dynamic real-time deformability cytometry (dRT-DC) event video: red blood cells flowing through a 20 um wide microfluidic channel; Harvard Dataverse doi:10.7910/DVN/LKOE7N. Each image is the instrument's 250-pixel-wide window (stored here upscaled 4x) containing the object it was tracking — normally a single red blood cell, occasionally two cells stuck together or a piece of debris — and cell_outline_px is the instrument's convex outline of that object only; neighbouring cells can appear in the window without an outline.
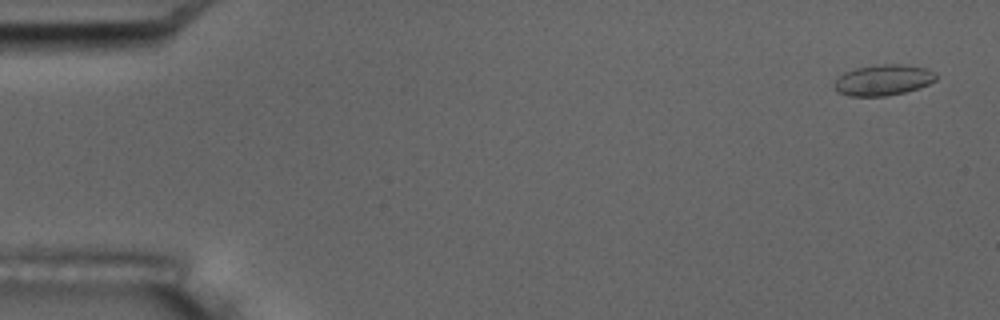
{"species": "common noctule bat (a hibernating species)", "species_latin": "Nyctalus noctula", "temperature_condition": "room temperature", "stored_images_in_passage": 5, "camera_frame_rate_fps": 3000, "um_per_image_px": 0.085, "animal": {"sex": "male", "body_mass_g": 17.5, "forearm_length_mm": 52.3}, "frame": {"image": 1, "passage_image": 1, "time_ms": 0.0, "image_size_px": [1000, 320], "cell_outline_px": [[936, 80], [920, 88], [904, 92], [884, 96], [848, 96], [836, 92], [832, 84], [844, 72], [856, 68], [880, 64], [904, 64], [924, 68], [936, 72]], "centroid_in_image_um": [75.05, 6.81], "position_along_channel_um": 9.9, "area_um2": 18.38}}
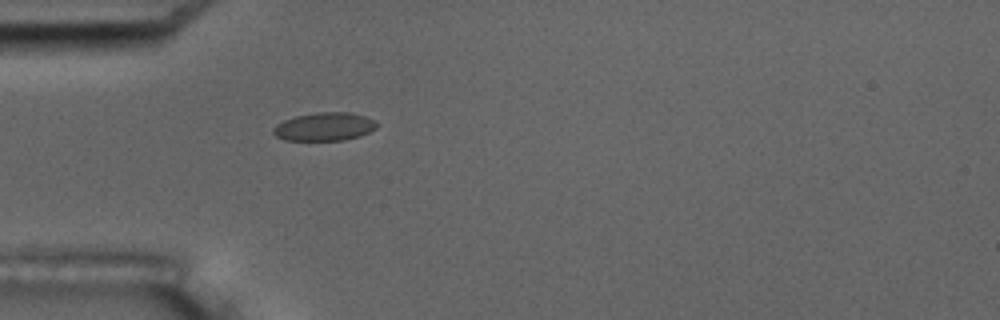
{"frame": {"image": 2, "passage_image": 5, "time_ms": 5.0, "image_size_px": [1000, 320], "cell_outline_px": [[380, 124], [376, 128], [360, 136], [344, 140], [284, 140], [276, 136], [272, 132], [272, 128], [276, 124], [284, 120], [296, 116], [316, 112], [348, 112], [364, 116], [376, 120]], "centroid_in_image_um": [27.58, 10.76], "position_along_channel_um": 57.4, "area_um2": 17.17}}